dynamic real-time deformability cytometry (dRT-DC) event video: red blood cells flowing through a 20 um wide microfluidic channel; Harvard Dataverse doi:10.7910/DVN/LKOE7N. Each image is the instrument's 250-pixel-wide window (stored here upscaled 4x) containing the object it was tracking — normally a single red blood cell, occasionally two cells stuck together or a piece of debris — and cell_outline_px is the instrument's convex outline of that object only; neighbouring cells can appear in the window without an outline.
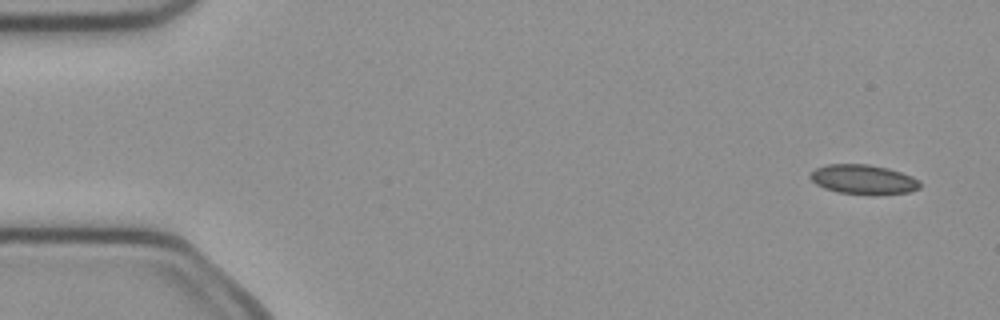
{"species": "common noctule bat (a hibernating species)", "species_latin": "Nyctalus noctula", "temperature_condition": "cold", "stored_images_in_passage": 5, "camera_frame_rate_fps": 3000, "um_per_image_px": 0.085, "animal": {"sex": "female", "body_mass_g": 21.9}, "frame": {"image": 1, "passage_image": 1, "time_ms": 0.0, "image_size_px": [1000, 320], "cell_outline_px": [[920, 188], [908, 192], [876, 196], [868, 196], [840, 192], [824, 188], [816, 184], [808, 176], [816, 168], [828, 164], [868, 164], [888, 168], [912, 176], [920, 180]], "centroid_in_image_um": [73.41, 15.27], "position_along_channel_um": 11.6, "area_um2": 19.19}}